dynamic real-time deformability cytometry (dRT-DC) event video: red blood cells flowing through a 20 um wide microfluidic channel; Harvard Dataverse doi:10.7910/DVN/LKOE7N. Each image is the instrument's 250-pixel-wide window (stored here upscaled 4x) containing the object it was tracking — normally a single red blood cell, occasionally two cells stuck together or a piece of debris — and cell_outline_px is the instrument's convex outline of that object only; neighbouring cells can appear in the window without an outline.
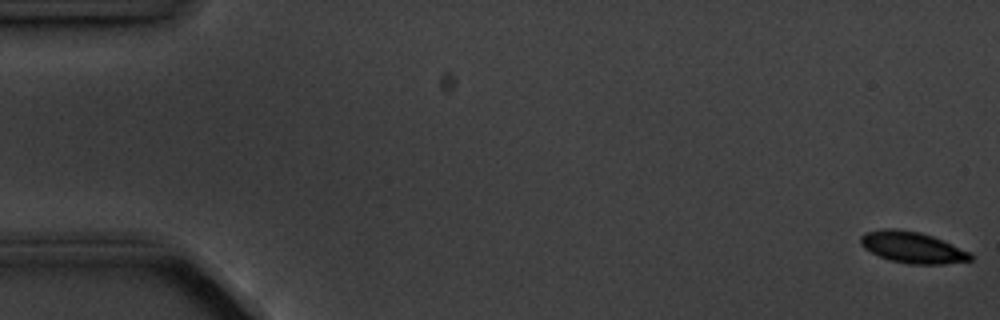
{"species": "common noctule bat (a hibernating species)", "species_latin": "Nyctalus noctula", "temperature_condition": "cold", "stored_images_in_passage": 5, "camera_frame_rate_fps": 3000, "um_per_image_px": 0.085, "animal": {"sex": "male", "body_mass_g": 20.1, "forearm_length_mm": 53.5}, "frame": {"image": 1, "passage_image": 1, "time_ms": 0.0, "image_size_px": [1000, 320], "cell_outline_px": [[972, 260], [944, 264], [908, 264], [892, 260], [880, 256], [864, 248], [860, 244], [860, 236], [864, 232], [884, 228], [896, 228], [920, 232], [932, 236], [972, 252]], "centroid_in_image_um": [77.56, 21.01], "position_along_channel_um": 7.4, "area_um2": 20.11}}
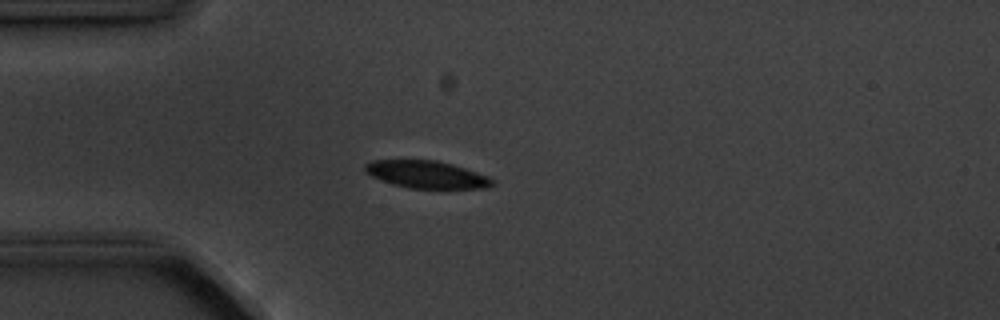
{"frame": {"image": 2, "passage_image": 5, "time_ms": 4.667, "image_size_px": [1000, 320], "cell_outline_px": [[496, 184], [488, 188], [408, 188], [392, 184], [372, 176], [364, 168], [364, 164], [372, 160], [436, 160], [452, 164], [488, 176]], "centroid_in_image_um": [36.27, 14.83], "position_along_channel_um": 48.7, "area_um2": 20.17}}